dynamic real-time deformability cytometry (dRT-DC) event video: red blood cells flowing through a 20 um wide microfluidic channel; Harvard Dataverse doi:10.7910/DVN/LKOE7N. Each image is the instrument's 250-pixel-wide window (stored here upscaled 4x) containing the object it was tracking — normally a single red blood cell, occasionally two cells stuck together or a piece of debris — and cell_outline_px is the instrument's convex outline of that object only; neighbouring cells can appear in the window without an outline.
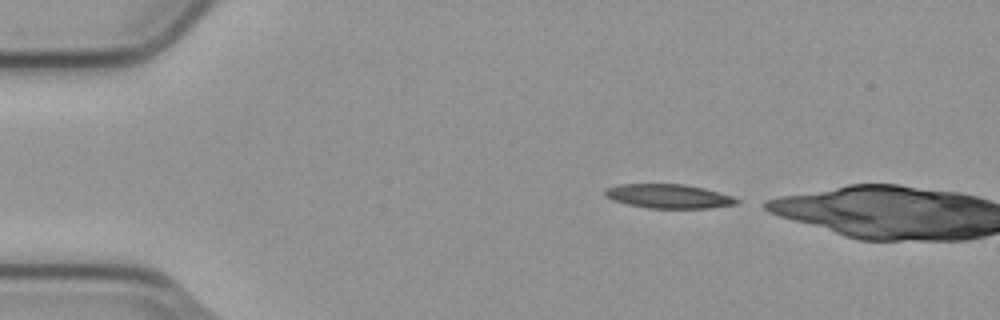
{"species": "common noctule bat (a hibernating species)", "species_latin": "Nyctalus noctula", "temperature_condition": "cold", "stored_images_in_passage": 2, "camera_frame_rate_fps": 3000, "um_per_image_px": 0.085, "animal": {"sex": "male", "body_mass_g": 23.1, "forearm_length_mm": 52.7}, "frame": {"image": 1, "passage_image": 1, "time_ms": 0.0, "image_size_px": [1000, 320], "cell_outline_px": [[740, 204], [708, 208], [648, 208], [628, 204], [612, 200], [604, 196], [604, 188], [620, 184], [684, 184], [704, 188], [732, 196], [740, 200]], "centroid_in_image_um": [56.82, 16.68], "position_along_channel_um": 28.2, "area_um2": 18.61}}